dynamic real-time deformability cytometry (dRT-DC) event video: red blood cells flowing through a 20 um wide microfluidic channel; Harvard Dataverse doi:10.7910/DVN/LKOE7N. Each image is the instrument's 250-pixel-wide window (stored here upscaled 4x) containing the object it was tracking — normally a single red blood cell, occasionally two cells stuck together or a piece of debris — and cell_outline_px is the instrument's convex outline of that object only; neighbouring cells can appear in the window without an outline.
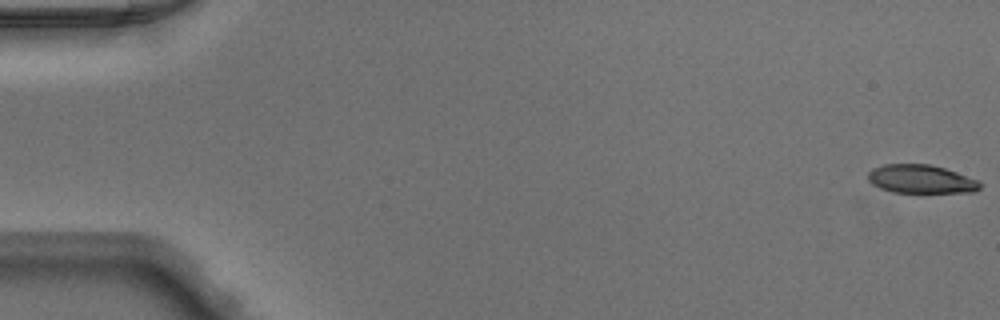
{"species": "Egyptian fruit bat (a non-hibernating species)", "species_latin": "Rousettus aegyptiacus", "temperature_condition": "warm", "stored_images_in_passage": 49, "camera_frame_rate_fps": 3000, "um_per_image_px": 0.085, "animal": {"sex": "male"}, "frame": {"image": 1, "passage_image": 1, "time_ms": 0.0, "image_size_px": [1000, 320], "cell_outline_px": [[980, 188], [976, 192], [892, 192], [880, 188], [872, 184], [868, 180], [868, 172], [872, 168], [884, 164], [928, 164], [944, 168], [980, 180]], "centroid_in_image_um": [78.28, 15.22], "position_along_channel_um": 6.7, "area_um2": 18.61}}
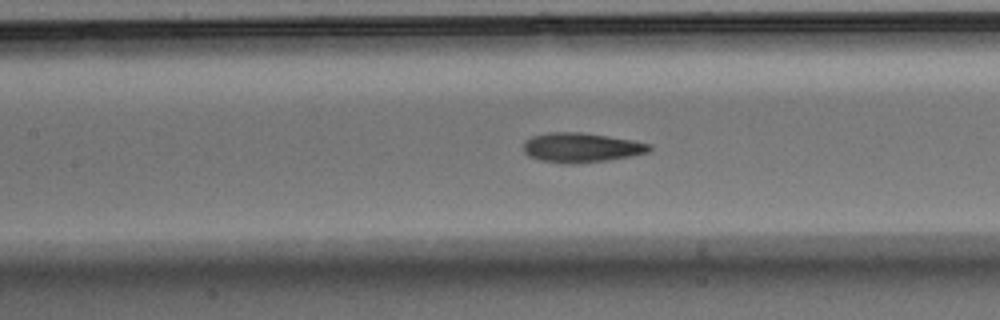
{"frame": {"image": 2, "passage_image": 23, "time_ms": 7.333, "image_size_px": [1000, 320], "cell_outline_px": [[652, 148], [648, 152], [632, 156], [608, 160], [576, 164], [564, 164], [540, 160], [528, 156], [524, 152], [524, 140], [532, 136], [548, 132], [580, 132], [608, 136], [632, 140], [652, 144]], "centroid_in_image_um": [49.4, 12.55], "position_along_channel_um": 158.0, "area_um2": 21.91}}
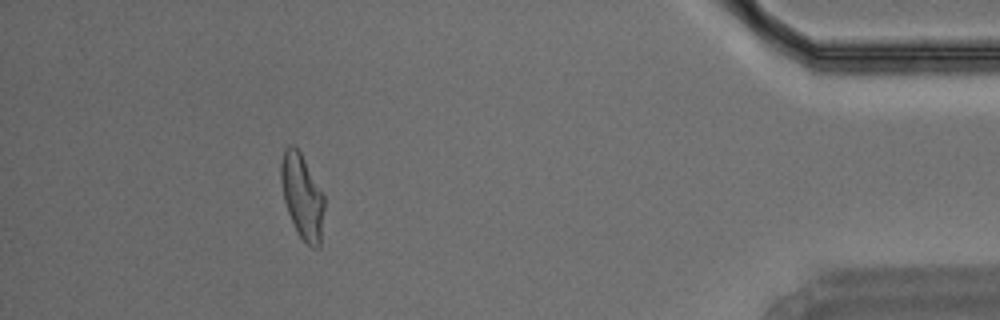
{"frame": {"image": 3, "passage_image": 45, "time_ms": 14.667, "image_size_px": [1000, 320], "cell_outline_px": [[324, 208], [320, 248], [312, 248], [300, 236], [288, 212], [284, 200], [280, 180], [280, 164], [284, 148], [288, 144], [292, 144], [300, 152], [324, 196]], "centroid_in_image_um": [25.67, 16.68], "position_along_channel_um": 409.5, "area_um2": 21.15}}